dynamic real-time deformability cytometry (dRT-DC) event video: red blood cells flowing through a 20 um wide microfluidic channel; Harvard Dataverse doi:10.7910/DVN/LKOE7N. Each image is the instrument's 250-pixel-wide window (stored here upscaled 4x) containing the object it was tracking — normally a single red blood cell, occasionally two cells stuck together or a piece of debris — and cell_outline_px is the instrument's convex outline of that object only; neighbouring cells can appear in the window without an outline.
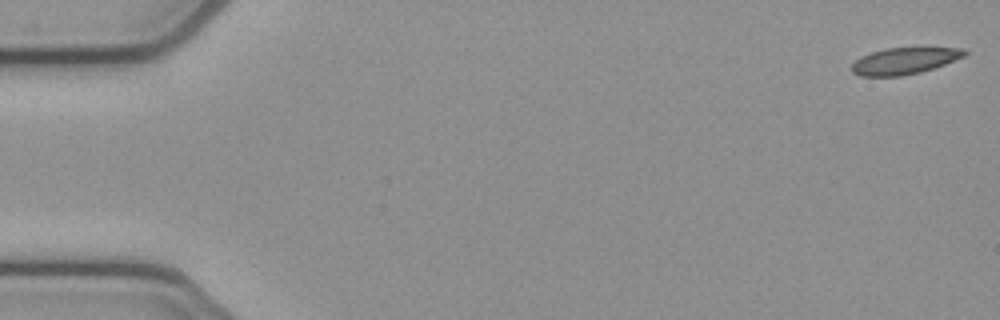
{"species": "common noctule bat (a hibernating species)", "species_latin": "Nyctalus noctula", "temperature_condition": "cold", "stored_images_in_passage": 5, "camera_frame_rate_fps": 3000, "um_per_image_px": 0.085, "animal": {"sex": "female", "body_mass_g": 21.9}, "frame": {"image": 1, "passage_image": 1, "time_ms": 0.0, "image_size_px": [1000, 320], "cell_outline_px": [[968, 52], [964, 56], [944, 64], [920, 72], [900, 76], [860, 76], [852, 72], [852, 64], [860, 56], [884, 48], [928, 44], [964, 48]], "centroid_in_image_um": [76.95, 5.1], "position_along_channel_um": 8.0, "area_um2": 18.44}}
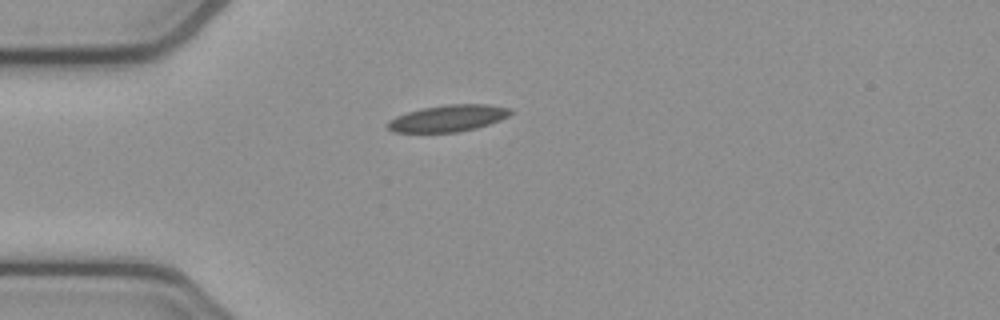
{"frame": {"image": 2, "passage_image": 4, "time_ms": 1.0, "image_size_px": [1000, 320], "cell_outline_px": [[512, 112], [508, 116], [500, 120], [476, 128], [456, 132], [392, 132], [384, 124], [388, 120], [396, 116], [420, 108], [448, 104], [488, 104], [512, 108]], "centroid_in_image_um": [38.06, 10.04], "position_along_channel_um": 46.9, "area_um2": 19.19}}